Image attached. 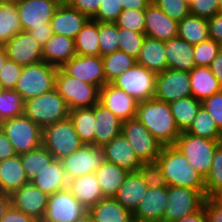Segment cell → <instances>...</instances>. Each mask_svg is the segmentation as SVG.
<instances>
[{"instance_id":"6da1fadb","label":"cell","mask_w":222,"mask_h":222,"mask_svg":"<svg viewBox=\"0 0 222 222\" xmlns=\"http://www.w3.org/2000/svg\"><path fill=\"white\" fill-rule=\"evenodd\" d=\"M156 162L161 167L167 186L198 190L206 197L205 178L189 164L175 145L162 146Z\"/></svg>"},{"instance_id":"7a4b0ae2","label":"cell","mask_w":222,"mask_h":222,"mask_svg":"<svg viewBox=\"0 0 222 222\" xmlns=\"http://www.w3.org/2000/svg\"><path fill=\"white\" fill-rule=\"evenodd\" d=\"M136 118L163 145H174L180 130L171 114L170 103L155 98L138 103Z\"/></svg>"},{"instance_id":"3957f363","label":"cell","mask_w":222,"mask_h":222,"mask_svg":"<svg viewBox=\"0 0 222 222\" xmlns=\"http://www.w3.org/2000/svg\"><path fill=\"white\" fill-rule=\"evenodd\" d=\"M69 112L67 103L55 88L25 101L24 115L42 129L69 118Z\"/></svg>"},{"instance_id":"277c9868","label":"cell","mask_w":222,"mask_h":222,"mask_svg":"<svg viewBox=\"0 0 222 222\" xmlns=\"http://www.w3.org/2000/svg\"><path fill=\"white\" fill-rule=\"evenodd\" d=\"M222 139H208L181 132L175 146L186 157L189 164L204 178L209 174L213 156Z\"/></svg>"},{"instance_id":"5b68a950","label":"cell","mask_w":222,"mask_h":222,"mask_svg":"<svg viewBox=\"0 0 222 222\" xmlns=\"http://www.w3.org/2000/svg\"><path fill=\"white\" fill-rule=\"evenodd\" d=\"M55 89L63 97L69 110L93 107L99 103L100 88L98 86L70 76L61 68H58L56 73Z\"/></svg>"},{"instance_id":"8992f818","label":"cell","mask_w":222,"mask_h":222,"mask_svg":"<svg viewBox=\"0 0 222 222\" xmlns=\"http://www.w3.org/2000/svg\"><path fill=\"white\" fill-rule=\"evenodd\" d=\"M57 70V67L44 61L23 66L15 90L24 101L52 91L55 88Z\"/></svg>"},{"instance_id":"52a82bcc","label":"cell","mask_w":222,"mask_h":222,"mask_svg":"<svg viewBox=\"0 0 222 222\" xmlns=\"http://www.w3.org/2000/svg\"><path fill=\"white\" fill-rule=\"evenodd\" d=\"M0 128L17 154L30 152L42 145L43 129L24 114L1 122Z\"/></svg>"},{"instance_id":"ba28073f","label":"cell","mask_w":222,"mask_h":222,"mask_svg":"<svg viewBox=\"0 0 222 222\" xmlns=\"http://www.w3.org/2000/svg\"><path fill=\"white\" fill-rule=\"evenodd\" d=\"M42 145L55 159L61 160L84 144L81 142L72 121L67 118L43 128Z\"/></svg>"},{"instance_id":"9c48e42d","label":"cell","mask_w":222,"mask_h":222,"mask_svg":"<svg viewBox=\"0 0 222 222\" xmlns=\"http://www.w3.org/2000/svg\"><path fill=\"white\" fill-rule=\"evenodd\" d=\"M157 74L138 63L114 79L111 84L122 89L136 101L154 98Z\"/></svg>"},{"instance_id":"30bf717a","label":"cell","mask_w":222,"mask_h":222,"mask_svg":"<svg viewBox=\"0 0 222 222\" xmlns=\"http://www.w3.org/2000/svg\"><path fill=\"white\" fill-rule=\"evenodd\" d=\"M121 133L142 163L156 162L163 145L137 118L122 122Z\"/></svg>"},{"instance_id":"8fae6325","label":"cell","mask_w":222,"mask_h":222,"mask_svg":"<svg viewBox=\"0 0 222 222\" xmlns=\"http://www.w3.org/2000/svg\"><path fill=\"white\" fill-rule=\"evenodd\" d=\"M205 198L198 190L168 186V203L160 222H174L198 211Z\"/></svg>"},{"instance_id":"7c38bea8","label":"cell","mask_w":222,"mask_h":222,"mask_svg":"<svg viewBox=\"0 0 222 222\" xmlns=\"http://www.w3.org/2000/svg\"><path fill=\"white\" fill-rule=\"evenodd\" d=\"M61 161L67 179L71 180L94 173L106 159L102 146L84 144Z\"/></svg>"},{"instance_id":"4fadbf2b","label":"cell","mask_w":222,"mask_h":222,"mask_svg":"<svg viewBox=\"0 0 222 222\" xmlns=\"http://www.w3.org/2000/svg\"><path fill=\"white\" fill-rule=\"evenodd\" d=\"M192 96L189 72L167 69L157 74L154 98L166 103Z\"/></svg>"},{"instance_id":"5bb4252c","label":"cell","mask_w":222,"mask_h":222,"mask_svg":"<svg viewBox=\"0 0 222 222\" xmlns=\"http://www.w3.org/2000/svg\"><path fill=\"white\" fill-rule=\"evenodd\" d=\"M87 212L88 210L66 188L48 197L43 220L46 222H75Z\"/></svg>"},{"instance_id":"9a60e30c","label":"cell","mask_w":222,"mask_h":222,"mask_svg":"<svg viewBox=\"0 0 222 222\" xmlns=\"http://www.w3.org/2000/svg\"><path fill=\"white\" fill-rule=\"evenodd\" d=\"M61 0H19L16 7L22 24V31L32 27H45L50 24Z\"/></svg>"},{"instance_id":"2e32d148","label":"cell","mask_w":222,"mask_h":222,"mask_svg":"<svg viewBox=\"0 0 222 222\" xmlns=\"http://www.w3.org/2000/svg\"><path fill=\"white\" fill-rule=\"evenodd\" d=\"M61 69L85 83L98 86L100 89L107 84L101 56L75 55Z\"/></svg>"},{"instance_id":"e0dca14e","label":"cell","mask_w":222,"mask_h":222,"mask_svg":"<svg viewBox=\"0 0 222 222\" xmlns=\"http://www.w3.org/2000/svg\"><path fill=\"white\" fill-rule=\"evenodd\" d=\"M8 59L27 66L43 61L42 46L28 31H20L4 46Z\"/></svg>"},{"instance_id":"ac0fdd59","label":"cell","mask_w":222,"mask_h":222,"mask_svg":"<svg viewBox=\"0 0 222 222\" xmlns=\"http://www.w3.org/2000/svg\"><path fill=\"white\" fill-rule=\"evenodd\" d=\"M11 205L35 220L43 219L48 195L31 182L15 190L11 195Z\"/></svg>"},{"instance_id":"d6986e66","label":"cell","mask_w":222,"mask_h":222,"mask_svg":"<svg viewBox=\"0 0 222 222\" xmlns=\"http://www.w3.org/2000/svg\"><path fill=\"white\" fill-rule=\"evenodd\" d=\"M99 103L124 122L136 118L139 102L122 89L109 83L100 89Z\"/></svg>"},{"instance_id":"ffe728a7","label":"cell","mask_w":222,"mask_h":222,"mask_svg":"<svg viewBox=\"0 0 222 222\" xmlns=\"http://www.w3.org/2000/svg\"><path fill=\"white\" fill-rule=\"evenodd\" d=\"M88 17L72 7L68 2L62 1L50 21L53 34L64 35L75 39Z\"/></svg>"},{"instance_id":"44dd1931","label":"cell","mask_w":222,"mask_h":222,"mask_svg":"<svg viewBox=\"0 0 222 222\" xmlns=\"http://www.w3.org/2000/svg\"><path fill=\"white\" fill-rule=\"evenodd\" d=\"M145 35L162 41L170 40L178 36V22L152 2L145 10Z\"/></svg>"},{"instance_id":"7402d4cb","label":"cell","mask_w":222,"mask_h":222,"mask_svg":"<svg viewBox=\"0 0 222 222\" xmlns=\"http://www.w3.org/2000/svg\"><path fill=\"white\" fill-rule=\"evenodd\" d=\"M105 159L128 172H136L143 164L127 138L121 133L103 146Z\"/></svg>"},{"instance_id":"603a6c76","label":"cell","mask_w":222,"mask_h":222,"mask_svg":"<svg viewBox=\"0 0 222 222\" xmlns=\"http://www.w3.org/2000/svg\"><path fill=\"white\" fill-rule=\"evenodd\" d=\"M168 203V186L149 188L142 201L138 204L133 217L150 222H160Z\"/></svg>"},{"instance_id":"cb8c5ba5","label":"cell","mask_w":222,"mask_h":222,"mask_svg":"<svg viewBox=\"0 0 222 222\" xmlns=\"http://www.w3.org/2000/svg\"><path fill=\"white\" fill-rule=\"evenodd\" d=\"M67 189L87 210L105 198L95 173L68 180Z\"/></svg>"},{"instance_id":"d4e9b609","label":"cell","mask_w":222,"mask_h":222,"mask_svg":"<svg viewBox=\"0 0 222 222\" xmlns=\"http://www.w3.org/2000/svg\"><path fill=\"white\" fill-rule=\"evenodd\" d=\"M43 61L61 68L76 55L74 39L53 34L42 47Z\"/></svg>"},{"instance_id":"484cf974","label":"cell","mask_w":222,"mask_h":222,"mask_svg":"<svg viewBox=\"0 0 222 222\" xmlns=\"http://www.w3.org/2000/svg\"><path fill=\"white\" fill-rule=\"evenodd\" d=\"M94 145L104 146L121 134L122 121L100 103L95 104Z\"/></svg>"},{"instance_id":"4316f807","label":"cell","mask_w":222,"mask_h":222,"mask_svg":"<svg viewBox=\"0 0 222 222\" xmlns=\"http://www.w3.org/2000/svg\"><path fill=\"white\" fill-rule=\"evenodd\" d=\"M28 183L30 181L22 167L20 154L0 161V193L11 195Z\"/></svg>"},{"instance_id":"83f0119b","label":"cell","mask_w":222,"mask_h":222,"mask_svg":"<svg viewBox=\"0 0 222 222\" xmlns=\"http://www.w3.org/2000/svg\"><path fill=\"white\" fill-rule=\"evenodd\" d=\"M147 184L143 181L138 171L128 172L123 184L118 189L115 199L131 213L146 195Z\"/></svg>"},{"instance_id":"f1b7e54d","label":"cell","mask_w":222,"mask_h":222,"mask_svg":"<svg viewBox=\"0 0 222 222\" xmlns=\"http://www.w3.org/2000/svg\"><path fill=\"white\" fill-rule=\"evenodd\" d=\"M194 45L178 36L165 41V52L168 69L189 72L195 67L193 57Z\"/></svg>"},{"instance_id":"f546056e","label":"cell","mask_w":222,"mask_h":222,"mask_svg":"<svg viewBox=\"0 0 222 222\" xmlns=\"http://www.w3.org/2000/svg\"><path fill=\"white\" fill-rule=\"evenodd\" d=\"M137 63L155 74L167 70L165 41L146 36L137 58Z\"/></svg>"},{"instance_id":"4dcf8cb0","label":"cell","mask_w":222,"mask_h":222,"mask_svg":"<svg viewBox=\"0 0 222 222\" xmlns=\"http://www.w3.org/2000/svg\"><path fill=\"white\" fill-rule=\"evenodd\" d=\"M48 196L67 188L68 179L61 160L54 159L49 166L30 181Z\"/></svg>"},{"instance_id":"1f68e13d","label":"cell","mask_w":222,"mask_h":222,"mask_svg":"<svg viewBox=\"0 0 222 222\" xmlns=\"http://www.w3.org/2000/svg\"><path fill=\"white\" fill-rule=\"evenodd\" d=\"M189 76L192 96L201 102L222 91V85L209 67L195 66Z\"/></svg>"},{"instance_id":"d6a6232c","label":"cell","mask_w":222,"mask_h":222,"mask_svg":"<svg viewBox=\"0 0 222 222\" xmlns=\"http://www.w3.org/2000/svg\"><path fill=\"white\" fill-rule=\"evenodd\" d=\"M94 222H130L133 214L115 198H103L88 209Z\"/></svg>"},{"instance_id":"836d02e7","label":"cell","mask_w":222,"mask_h":222,"mask_svg":"<svg viewBox=\"0 0 222 222\" xmlns=\"http://www.w3.org/2000/svg\"><path fill=\"white\" fill-rule=\"evenodd\" d=\"M104 197L114 198L123 184L128 171L118 165L105 161L94 172Z\"/></svg>"},{"instance_id":"e575fe53","label":"cell","mask_w":222,"mask_h":222,"mask_svg":"<svg viewBox=\"0 0 222 222\" xmlns=\"http://www.w3.org/2000/svg\"><path fill=\"white\" fill-rule=\"evenodd\" d=\"M69 118L85 145H94L95 134V105L93 107L76 108L69 112Z\"/></svg>"},{"instance_id":"d590c367","label":"cell","mask_w":222,"mask_h":222,"mask_svg":"<svg viewBox=\"0 0 222 222\" xmlns=\"http://www.w3.org/2000/svg\"><path fill=\"white\" fill-rule=\"evenodd\" d=\"M99 22L88 19L74 39L76 55L100 56Z\"/></svg>"},{"instance_id":"8d00e7d4","label":"cell","mask_w":222,"mask_h":222,"mask_svg":"<svg viewBox=\"0 0 222 222\" xmlns=\"http://www.w3.org/2000/svg\"><path fill=\"white\" fill-rule=\"evenodd\" d=\"M178 37L192 45L209 39L208 19L189 14L178 23Z\"/></svg>"},{"instance_id":"74e56055","label":"cell","mask_w":222,"mask_h":222,"mask_svg":"<svg viewBox=\"0 0 222 222\" xmlns=\"http://www.w3.org/2000/svg\"><path fill=\"white\" fill-rule=\"evenodd\" d=\"M202 102L193 96L184 97L170 103L171 114L180 132H185L191 126Z\"/></svg>"},{"instance_id":"f35d334b","label":"cell","mask_w":222,"mask_h":222,"mask_svg":"<svg viewBox=\"0 0 222 222\" xmlns=\"http://www.w3.org/2000/svg\"><path fill=\"white\" fill-rule=\"evenodd\" d=\"M22 31L16 4H0V47Z\"/></svg>"},{"instance_id":"ab89813d","label":"cell","mask_w":222,"mask_h":222,"mask_svg":"<svg viewBox=\"0 0 222 222\" xmlns=\"http://www.w3.org/2000/svg\"><path fill=\"white\" fill-rule=\"evenodd\" d=\"M20 158L29 181L40 174L55 159L43 145L30 152L20 154Z\"/></svg>"},{"instance_id":"60d3db41","label":"cell","mask_w":222,"mask_h":222,"mask_svg":"<svg viewBox=\"0 0 222 222\" xmlns=\"http://www.w3.org/2000/svg\"><path fill=\"white\" fill-rule=\"evenodd\" d=\"M107 84L137 64V59L123 51H115L102 57Z\"/></svg>"},{"instance_id":"b9f144b4","label":"cell","mask_w":222,"mask_h":222,"mask_svg":"<svg viewBox=\"0 0 222 222\" xmlns=\"http://www.w3.org/2000/svg\"><path fill=\"white\" fill-rule=\"evenodd\" d=\"M186 132L208 139H222V132L216 126L212 116L202 105Z\"/></svg>"},{"instance_id":"7bdbcfd3","label":"cell","mask_w":222,"mask_h":222,"mask_svg":"<svg viewBox=\"0 0 222 222\" xmlns=\"http://www.w3.org/2000/svg\"><path fill=\"white\" fill-rule=\"evenodd\" d=\"M25 101L15 89L0 90V123L24 114Z\"/></svg>"},{"instance_id":"ee69618b","label":"cell","mask_w":222,"mask_h":222,"mask_svg":"<svg viewBox=\"0 0 222 222\" xmlns=\"http://www.w3.org/2000/svg\"><path fill=\"white\" fill-rule=\"evenodd\" d=\"M206 197L222 196V142L217 146L209 174L205 178Z\"/></svg>"},{"instance_id":"f6af8a7d","label":"cell","mask_w":222,"mask_h":222,"mask_svg":"<svg viewBox=\"0 0 222 222\" xmlns=\"http://www.w3.org/2000/svg\"><path fill=\"white\" fill-rule=\"evenodd\" d=\"M98 42L101 57L119 50L118 27L116 23L99 22Z\"/></svg>"},{"instance_id":"bcb514c9","label":"cell","mask_w":222,"mask_h":222,"mask_svg":"<svg viewBox=\"0 0 222 222\" xmlns=\"http://www.w3.org/2000/svg\"><path fill=\"white\" fill-rule=\"evenodd\" d=\"M145 37L146 35L144 33L118 27L119 50L137 59Z\"/></svg>"},{"instance_id":"7dc6e473","label":"cell","mask_w":222,"mask_h":222,"mask_svg":"<svg viewBox=\"0 0 222 222\" xmlns=\"http://www.w3.org/2000/svg\"><path fill=\"white\" fill-rule=\"evenodd\" d=\"M220 50L221 44L211 38L194 45L193 57L195 66L209 67Z\"/></svg>"},{"instance_id":"c3c4849f","label":"cell","mask_w":222,"mask_h":222,"mask_svg":"<svg viewBox=\"0 0 222 222\" xmlns=\"http://www.w3.org/2000/svg\"><path fill=\"white\" fill-rule=\"evenodd\" d=\"M115 23L117 27L145 34V10H123Z\"/></svg>"},{"instance_id":"681fc988","label":"cell","mask_w":222,"mask_h":222,"mask_svg":"<svg viewBox=\"0 0 222 222\" xmlns=\"http://www.w3.org/2000/svg\"><path fill=\"white\" fill-rule=\"evenodd\" d=\"M152 2L178 23L190 14L189 4L185 0H152Z\"/></svg>"},{"instance_id":"f907efd6","label":"cell","mask_w":222,"mask_h":222,"mask_svg":"<svg viewBox=\"0 0 222 222\" xmlns=\"http://www.w3.org/2000/svg\"><path fill=\"white\" fill-rule=\"evenodd\" d=\"M138 172L149 188H164L167 186L161 167L157 162L143 163Z\"/></svg>"},{"instance_id":"816d5d0a","label":"cell","mask_w":222,"mask_h":222,"mask_svg":"<svg viewBox=\"0 0 222 222\" xmlns=\"http://www.w3.org/2000/svg\"><path fill=\"white\" fill-rule=\"evenodd\" d=\"M23 70V66L7 59L4 66L0 70V88L15 89L17 80Z\"/></svg>"},{"instance_id":"f5cc1de1","label":"cell","mask_w":222,"mask_h":222,"mask_svg":"<svg viewBox=\"0 0 222 222\" xmlns=\"http://www.w3.org/2000/svg\"><path fill=\"white\" fill-rule=\"evenodd\" d=\"M122 11L119 0H103L100 2L97 14L92 19L98 22L115 23Z\"/></svg>"},{"instance_id":"db71d44e","label":"cell","mask_w":222,"mask_h":222,"mask_svg":"<svg viewBox=\"0 0 222 222\" xmlns=\"http://www.w3.org/2000/svg\"><path fill=\"white\" fill-rule=\"evenodd\" d=\"M190 14L202 18H212L219 12L218 0H193L189 4Z\"/></svg>"},{"instance_id":"11a10c76","label":"cell","mask_w":222,"mask_h":222,"mask_svg":"<svg viewBox=\"0 0 222 222\" xmlns=\"http://www.w3.org/2000/svg\"><path fill=\"white\" fill-rule=\"evenodd\" d=\"M202 106L209 112L216 126L222 132V91L202 101Z\"/></svg>"},{"instance_id":"9f6ffc18","label":"cell","mask_w":222,"mask_h":222,"mask_svg":"<svg viewBox=\"0 0 222 222\" xmlns=\"http://www.w3.org/2000/svg\"><path fill=\"white\" fill-rule=\"evenodd\" d=\"M204 205L207 222H222V196L206 197Z\"/></svg>"},{"instance_id":"6f0895ef","label":"cell","mask_w":222,"mask_h":222,"mask_svg":"<svg viewBox=\"0 0 222 222\" xmlns=\"http://www.w3.org/2000/svg\"><path fill=\"white\" fill-rule=\"evenodd\" d=\"M101 1L103 0H67L66 2L92 19L97 14Z\"/></svg>"},{"instance_id":"680465c9","label":"cell","mask_w":222,"mask_h":222,"mask_svg":"<svg viewBox=\"0 0 222 222\" xmlns=\"http://www.w3.org/2000/svg\"><path fill=\"white\" fill-rule=\"evenodd\" d=\"M209 37L222 44V12L208 19Z\"/></svg>"},{"instance_id":"91938a15","label":"cell","mask_w":222,"mask_h":222,"mask_svg":"<svg viewBox=\"0 0 222 222\" xmlns=\"http://www.w3.org/2000/svg\"><path fill=\"white\" fill-rule=\"evenodd\" d=\"M36 220L29 215L15 209L12 205L6 211L0 222H35Z\"/></svg>"},{"instance_id":"94428289","label":"cell","mask_w":222,"mask_h":222,"mask_svg":"<svg viewBox=\"0 0 222 222\" xmlns=\"http://www.w3.org/2000/svg\"><path fill=\"white\" fill-rule=\"evenodd\" d=\"M28 32L42 47L53 35L50 24H45V27H32Z\"/></svg>"},{"instance_id":"6125c7cd","label":"cell","mask_w":222,"mask_h":222,"mask_svg":"<svg viewBox=\"0 0 222 222\" xmlns=\"http://www.w3.org/2000/svg\"><path fill=\"white\" fill-rule=\"evenodd\" d=\"M17 153L6 134L0 128V161L15 156Z\"/></svg>"},{"instance_id":"be15d7a7","label":"cell","mask_w":222,"mask_h":222,"mask_svg":"<svg viewBox=\"0 0 222 222\" xmlns=\"http://www.w3.org/2000/svg\"><path fill=\"white\" fill-rule=\"evenodd\" d=\"M152 3V0H119L123 10H146Z\"/></svg>"},{"instance_id":"e7e4bbea","label":"cell","mask_w":222,"mask_h":222,"mask_svg":"<svg viewBox=\"0 0 222 222\" xmlns=\"http://www.w3.org/2000/svg\"><path fill=\"white\" fill-rule=\"evenodd\" d=\"M174 222H207L205 205H203L198 211Z\"/></svg>"},{"instance_id":"03108f58","label":"cell","mask_w":222,"mask_h":222,"mask_svg":"<svg viewBox=\"0 0 222 222\" xmlns=\"http://www.w3.org/2000/svg\"><path fill=\"white\" fill-rule=\"evenodd\" d=\"M209 68L222 85V50L219 51L215 59L211 62Z\"/></svg>"},{"instance_id":"003e7915","label":"cell","mask_w":222,"mask_h":222,"mask_svg":"<svg viewBox=\"0 0 222 222\" xmlns=\"http://www.w3.org/2000/svg\"><path fill=\"white\" fill-rule=\"evenodd\" d=\"M11 206V196L9 194L0 193V219L5 215Z\"/></svg>"},{"instance_id":"a7ac6f4b","label":"cell","mask_w":222,"mask_h":222,"mask_svg":"<svg viewBox=\"0 0 222 222\" xmlns=\"http://www.w3.org/2000/svg\"><path fill=\"white\" fill-rule=\"evenodd\" d=\"M7 59L8 57L5 49L3 47H0V70L4 66Z\"/></svg>"},{"instance_id":"89a4df30","label":"cell","mask_w":222,"mask_h":222,"mask_svg":"<svg viewBox=\"0 0 222 222\" xmlns=\"http://www.w3.org/2000/svg\"><path fill=\"white\" fill-rule=\"evenodd\" d=\"M75 222H94L92 216L87 212Z\"/></svg>"},{"instance_id":"2644e50d","label":"cell","mask_w":222,"mask_h":222,"mask_svg":"<svg viewBox=\"0 0 222 222\" xmlns=\"http://www.w3.org/2000/svg\"><path fill=\"white\" fill-rule=\"evenodd\" d=\"M19 0H0V4H16Z\"/></svg>"},{"instance_id":"8c879c8a","label":"cell","mask_w":222,"mask_h":222,"mask_svg":"<svg viewBox=\"0 0 222 222\" xmlns=\"http://www.w3.org/2000/svg\"><path fill=\"white\" fill-rule=\"evenodd\" d=\"M130 222H150V221H145V220H142V219H137L135 217H132V219L130 220Z\"/></svg>"},{"instance_id":"753ad0ef","label":"cell","mask_w":222,"mask_h":222,"mask_svg":"<svg viewBox=\"0 0 222 222\" xmlns=\"http://www.w3.org/2000/svg\"><path fill=\"white\" fill-rule=\"evenodd\" d=\"M219 11L222 12V0H218Z\"/></svg>"},{"instance_id":"34e18365","label":"cell","mask_w":222,"mask_h":222,"mask_svg":"<svg viewBox=\"0 0 222 222\" xmlns=\"http://www.w3.org/2000/svg\"><path fill=\"white\" fill-rule=\"evenodd\" d=\"M35 222H46V221H44L43 219H40V220H36Z\"/></svg>"},{"instance_id":"11e5206c","label":"cell","mask_w":222,"mask_h":222,"mask_svg":"<svg viewBox=\"0 0 222 222\" xmlns=\"http://www.w3.org/2000/svg\"><path fill=\"white\" fill-rule=\"evenodd\" d=\"M188 4H190L193 0H185Z\"/></svg>"}]
</instances>
